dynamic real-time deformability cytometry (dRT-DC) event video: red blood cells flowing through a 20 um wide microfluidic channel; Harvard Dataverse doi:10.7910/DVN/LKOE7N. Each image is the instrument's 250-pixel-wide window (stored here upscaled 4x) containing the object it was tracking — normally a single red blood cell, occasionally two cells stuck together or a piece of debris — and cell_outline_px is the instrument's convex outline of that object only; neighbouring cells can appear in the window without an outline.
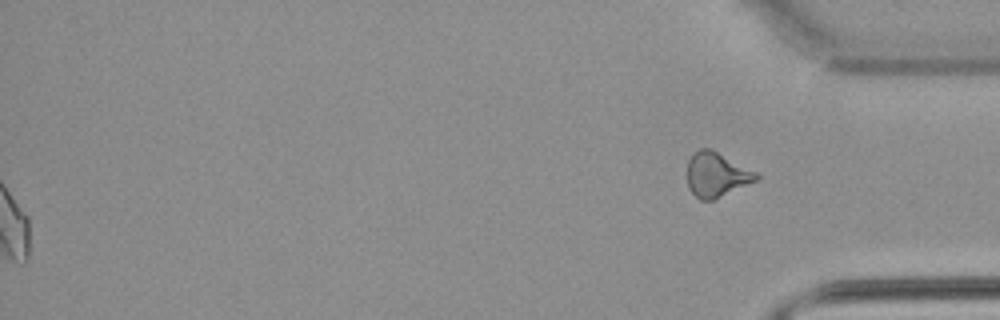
{"species": "common noctule bat (a hibernating species)", "species_latin": "Nyctalus noctula", "temperature_condition": "warm", "stored_images_in_passage": 48, "segment_of_instrument_passage": [2, 2], "camera_frame_rate_fps": 3000, "um_per_image_px": 0.085, "animal": {"sex": "male", "body_mass_g": 21.5, "forearm_length_mm": 52.0}, "frame": {"image": 1, "passage_image": 48, "time_ms": 15.667, "image_size_px": [1000, 320], "cell_outline_px": [[760, 176], [756, 180], [712, 200], [700, 200], [688, 188], [688, 160], [700, 148], [712, 148], [756, 172]], "centroid_in_image_um": [60.89, 14.83], "position_along_channel_um": 374.3, "area_um2": 17.63}}